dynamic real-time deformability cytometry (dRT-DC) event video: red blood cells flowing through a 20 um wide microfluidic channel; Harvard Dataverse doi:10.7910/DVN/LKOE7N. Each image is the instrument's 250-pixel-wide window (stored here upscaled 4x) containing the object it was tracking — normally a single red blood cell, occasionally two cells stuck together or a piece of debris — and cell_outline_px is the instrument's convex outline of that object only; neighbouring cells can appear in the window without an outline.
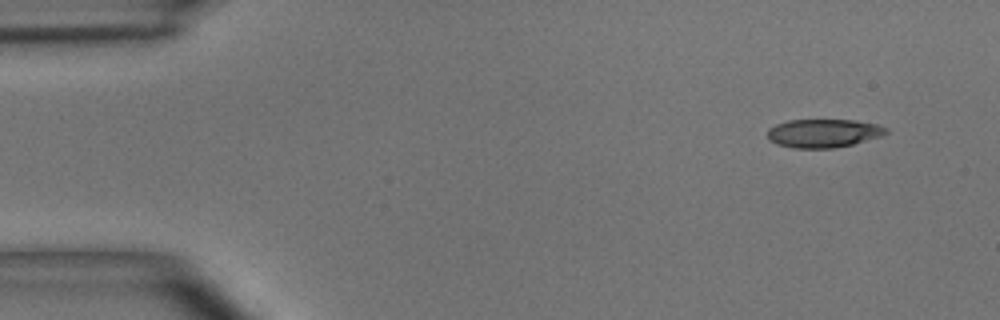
{"species": "common noctule bat (a hibernating species)", "species_latin": "Nyctalus noctula", "temperature_condition": "room temperature", "stored_images_in_passage": 9, "camera_frame_rate_fps": 3000, "um_per_image_px": 0.085, "animal": {"sex": "male", "body_mass_g": 15.6}, "frame": {"image": 1, "passage_image": 1, "time_ms": 0.0, "image_size_px": [1000, 320], "cell_outline_px": [[888, 132], [880, 136], [852, 144], [832, 148], [796, 148], [776, 144], [768, 140], [768, 128], [776, 124], [788, 120], [856, 120], [876, 124], [888, 128]], "centroid_in_image_um": [69.97, 11.32], "position_along_channel_um": 15.0, "area_um2": 19.59}}